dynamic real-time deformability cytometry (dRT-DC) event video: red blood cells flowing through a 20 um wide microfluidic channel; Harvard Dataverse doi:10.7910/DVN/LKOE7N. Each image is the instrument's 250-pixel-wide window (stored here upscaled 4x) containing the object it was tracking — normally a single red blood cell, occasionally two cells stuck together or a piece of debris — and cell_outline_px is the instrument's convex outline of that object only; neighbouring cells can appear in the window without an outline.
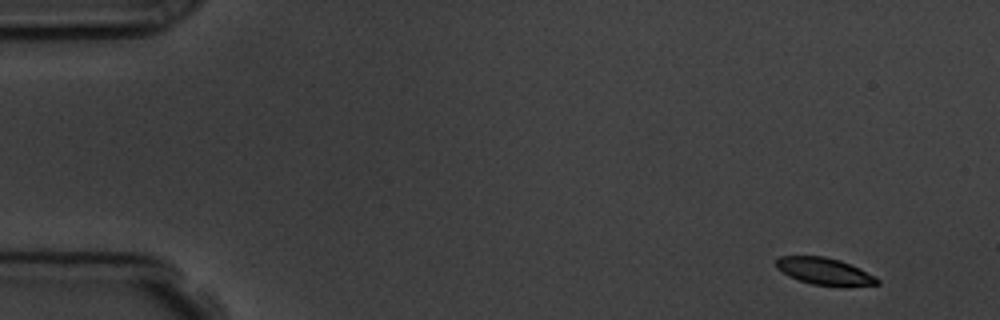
{"species": "common noctule bat (a hibernating species)", "species_latin": "Nyctalus noctula", "temperature_condition": "room temperature", "stored_images_in_passage": 5, "camera_frame_rate_fps": 3000, "um_per_image_px": 0.085, "animal": {"sex": "male", "body_mass_g": 19.5, "forearm_length_mm": 54.6}, "frame": {"image": 1, "passage_image": 1, "time_ms": 0.0, "image_size_px": [1000, 320], "cell_outline_px": [[880, 284], [848, 288], [844, 288], [812, 284], [788, 276], [776, 268], [776, 260], [780, 256], [824, 256], [840, 260], [876, 276], [880, 280]], "centroid_in_image_um": [70.13, 23.1], "position_along_channel_um": 14.9, "area_um2": 16.3}}
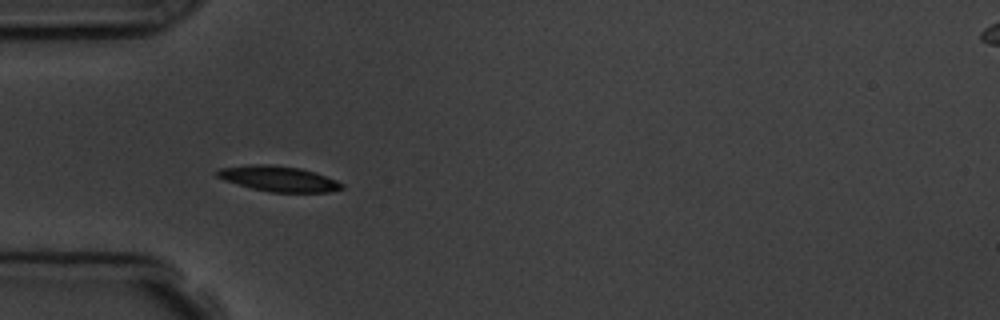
{"frame": {"image": 2, "passage_image": 4, "time_ms": 4.333, "image_size_px": [1000, 320], "cell_outline_px": [[344, 188], [328, 192], [268, 192], [252, 188], [224, 180], [216, 176], [212, 172], [220, 168], [248, 164], [272, 164], [300, 168], [316, 172], [336, 180], [344, 184]], "centroid_in_image_um": [23.65, 15.18], "position_along_channel_um": 61.3, "area_um2": 18.67}}